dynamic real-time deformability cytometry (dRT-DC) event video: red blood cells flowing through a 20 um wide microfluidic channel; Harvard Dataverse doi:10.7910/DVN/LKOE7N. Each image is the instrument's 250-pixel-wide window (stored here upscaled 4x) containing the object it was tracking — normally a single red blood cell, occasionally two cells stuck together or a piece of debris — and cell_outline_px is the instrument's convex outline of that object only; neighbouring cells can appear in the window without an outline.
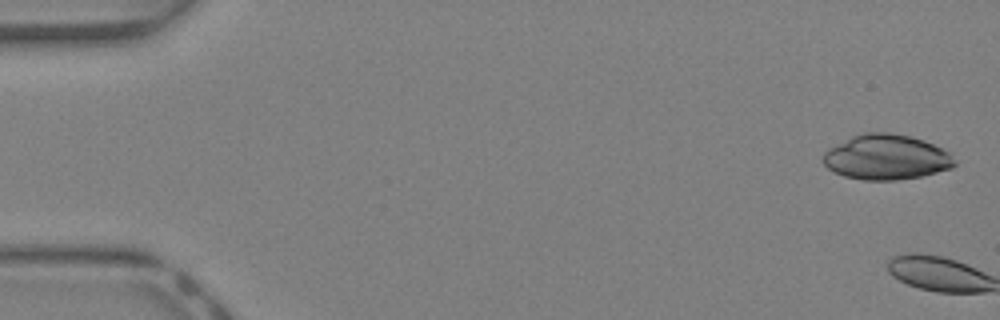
{"species": "Egyptian fruit bat (a non-hibernating species)", "species_latin": "Rousettus aegyptiacus", "temperature_condition": "warm", "stored_images_in_passage": 2, "camera_frame_rate_fps": 3000, "um_per_image_px": 0.085, "animal": {"sex": "female"}, "frame": {"image": 1, "passage_image": 1, "time_ms": 0.0, "image_size_px": [1000, 320], "cell_outline_px": [[956, 164], [952, 168], [920, 176], [896, 180], [864, 180], [844, 176], [828, 168], [824, 164], [824, 152], [828, 148], [852, 136], [864, 132], [888, 132], [912, 136], [924, 140], [948, 152], [956, 160]], "centroid_in_image_um": [75.34, 13.35], "position_along_channel_um": 9.7, "area_um2": 34.45}}